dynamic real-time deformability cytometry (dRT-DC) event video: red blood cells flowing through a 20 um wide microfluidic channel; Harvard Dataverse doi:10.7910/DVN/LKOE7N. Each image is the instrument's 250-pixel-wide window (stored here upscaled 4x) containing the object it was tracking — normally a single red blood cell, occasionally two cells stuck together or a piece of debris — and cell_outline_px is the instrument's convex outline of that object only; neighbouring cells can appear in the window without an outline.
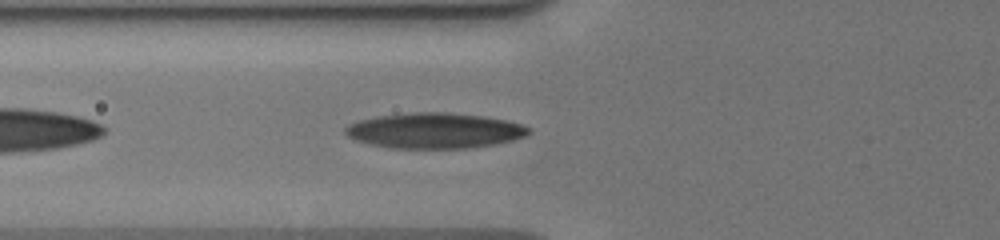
{"species": "human", "species_latin": "Homo sapiens", "temperature_condition": "cold", "stored_images_in_passage": 36, "camera_frame_rate_fps": 3000, "um_per_image_px": 0.085, "donor": {"sex": "male"}, "frame": {"image": 1, "passage_image": 4, "time_ms": 1.0, "image_size_px": [1000, 240], "cell_outline_px": [[532, 132], [524, 136], [512, 140], [496, 144], [468, 148], [392, 148], [372, 144], [356, 140], [348, 136], [344, 132], [344, 128], [348, 124], [360, 120], [376, 116], [416, 112], [448, 112], [484, 116], [508, 120], [524, 124], [532, 128]], "centroid_in_image_um": [36.99, 11.09], "position_along_channel_um": 88.8, "area_um2": 38.09}}
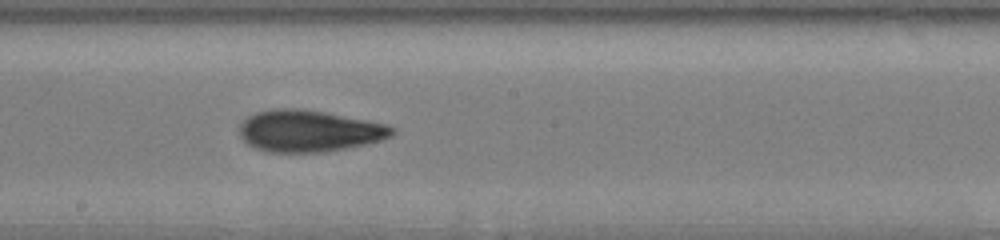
{"frame": {"image": 2, "passage_image": 14, "time_ms": 4.333, "image_size_px": [1000, 240], "cell_outline_px": [[396, 132], [392, 136], [380, 140], [364, 144], [324, 152], [264, 152], [248, 144], [240, 136], [240, 124], [248, 116], [256, 112], [276, 108], [296, 108], [324, 112], [368, 120], [388, 124], [396, 128]], "centroid_in_image_um": [26.27, 11.13], "position_along_channel_um": 221.9, "area_um2": 37.05}}
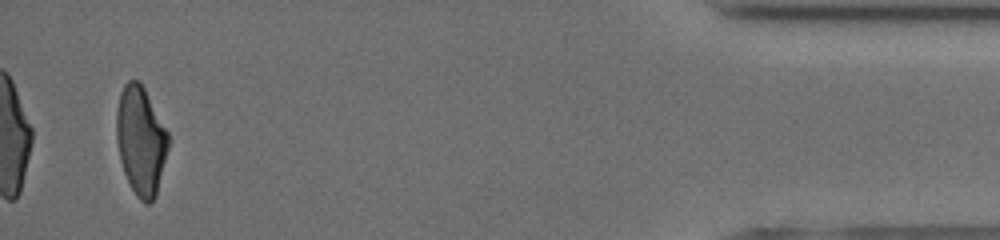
{"frame": {"image": 3, "passage_image": 34, "time_ms": 11.0, "image_size_px": [1000, 240], "cell_outline_px": [[168, 148], [156, 196], [148, 204], [144, 204], [136, 196], [124, 172], [120, 160], [116, 140], [116, 112], [120, 92], [124, 84], [128, 80], [140, 80], [168, 132]], "centroid_in_image_um": [11.95, 11.93], "position_along_channel_um": 423.2, "area_um2": 32.77}, "authors_computed_cell_mechanics": {"area_um2": 35.5181, "velocity_mm_per_s": 3.9835, "shape_relaxation_time_tau1_ms": 4.4399, "shape_relaxation_time_tau2_ms": 2.4352, "deformation_change_tau1": 0.1654, "deformation_change_tau2": 0.106}}